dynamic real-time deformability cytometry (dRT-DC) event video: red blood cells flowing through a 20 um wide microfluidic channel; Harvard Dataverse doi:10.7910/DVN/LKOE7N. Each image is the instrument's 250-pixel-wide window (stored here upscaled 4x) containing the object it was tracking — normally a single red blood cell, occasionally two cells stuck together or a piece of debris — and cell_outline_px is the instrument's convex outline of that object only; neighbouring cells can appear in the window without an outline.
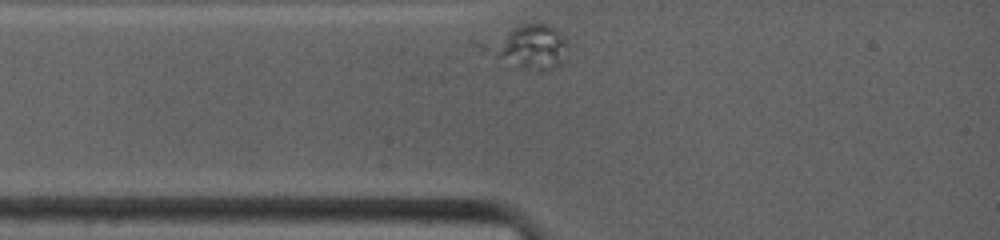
{"species": "common noctule bat (a hibernating species)", "species_latin": "Nyctalus noctula", "temperature_condition": "warm", "stored_images_in_passage": 28, "segment_of_instrument_passage": [1, 2], "camera_frame_rate_fps": 4500, "um_per_image_px": 0.085, "animal": {"sex": "female", "body_mass_g": 19.0, "forearm_length_mm": 53.3}, "frame": {"image": 1, "passage_image": 1, "time_ms": 0.0, "image_size_px": [1000, 240], "cell_outline_px": [[568, 48], [564, 60], [560, 64], [548, 72], [528, 72], [504, 68], [496, 64], [472, 44], [472, 40], [528, 24], [548, 24], [560, 32], [568, 40]], "centroid_in_image_um": [44.67, 4.08], "position_along_channel_um": 40.3, "area_um2": 24.04}}